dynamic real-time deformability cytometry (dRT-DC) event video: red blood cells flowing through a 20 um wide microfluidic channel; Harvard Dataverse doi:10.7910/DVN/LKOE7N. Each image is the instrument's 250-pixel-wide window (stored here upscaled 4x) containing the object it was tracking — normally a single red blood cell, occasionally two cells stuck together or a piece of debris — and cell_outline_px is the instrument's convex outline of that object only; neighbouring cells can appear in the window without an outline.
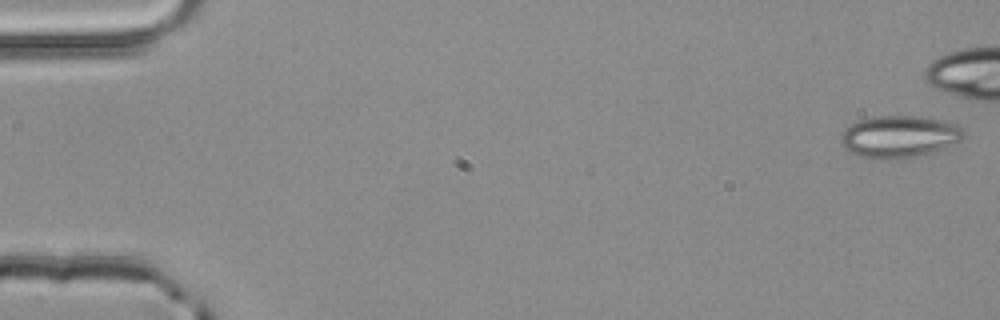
{"species": "common noctule bat (a hibernating species)", "species_latin": "Nyctalus noctula", "temperature_condition": "room temperature", "stored_images_in_passage": 4, "camera_frame_rate_fps": 3000, "um_per_image_px": 0.085, "animal": {"sex": "male", "body_mass_g": 20.4}, "frame": {"image": 1, "passage_image": 1, "time_ms": 0.0, "image_size_px": [1000, 320], "cell_outline_px": [[964, 136], [960, 140], [940, 148], [928, 152], [912, 156], [880, 160], [872, 160], [848, 152], [844, 148], [840, 140], [840, 136], [844, 128], [860, 120], [876, 116], [916, 116], [948, 120], [964, 128]], "centroid_in_image_um": [76.39, 11.6], "position_along_channel_um": 8.6, "area_um2": 30.0}}